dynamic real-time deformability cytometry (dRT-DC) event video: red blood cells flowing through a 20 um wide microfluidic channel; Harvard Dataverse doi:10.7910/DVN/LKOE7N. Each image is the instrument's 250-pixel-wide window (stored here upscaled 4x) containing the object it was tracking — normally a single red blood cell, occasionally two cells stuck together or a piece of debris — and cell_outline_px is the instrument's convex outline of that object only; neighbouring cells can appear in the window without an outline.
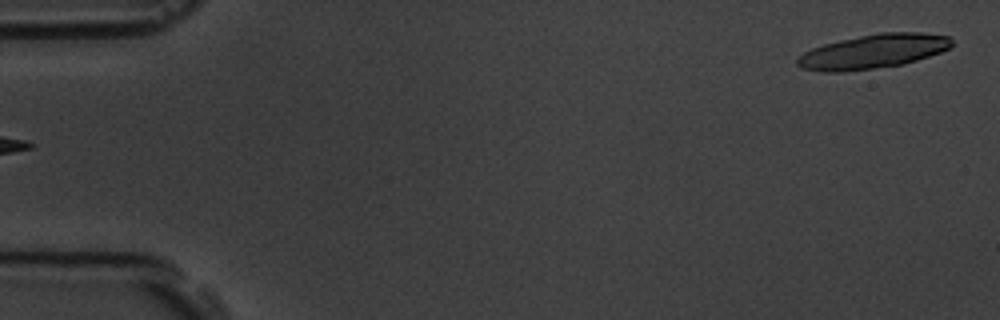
{"species": "common noctule bat (a hibernating species)", "species_latin": "Nyctalus noctula", "temperature_condition": "room temperature", "stored_images_in_passage": 5, "camera_frame_rate_fps": 3000, "um_per_image_px": 0.085, "animal": {"sex": "male", "body_mass_g": 19.5, "forearm_length_mm": 54.6}, "frame": {"image": 1, "passage_image": 1, "time_ms": 0.0, "image_size_px": [1000, 320], "cell_outline_px": [[952, 44], [948, 48], [940, 52], [904, 64], [840, 72], [824, 72], [804, 68], [796, 64], [796, 60], [804, 52], [812, 48], [824, 44], [840, 40], [880, 32], [920, 32], [948, 36], [952, 40]], "centroid_in_image_um": [74.21, 4.36], "position_along_channel_um": 10.8, "area_um2": 30.4}}